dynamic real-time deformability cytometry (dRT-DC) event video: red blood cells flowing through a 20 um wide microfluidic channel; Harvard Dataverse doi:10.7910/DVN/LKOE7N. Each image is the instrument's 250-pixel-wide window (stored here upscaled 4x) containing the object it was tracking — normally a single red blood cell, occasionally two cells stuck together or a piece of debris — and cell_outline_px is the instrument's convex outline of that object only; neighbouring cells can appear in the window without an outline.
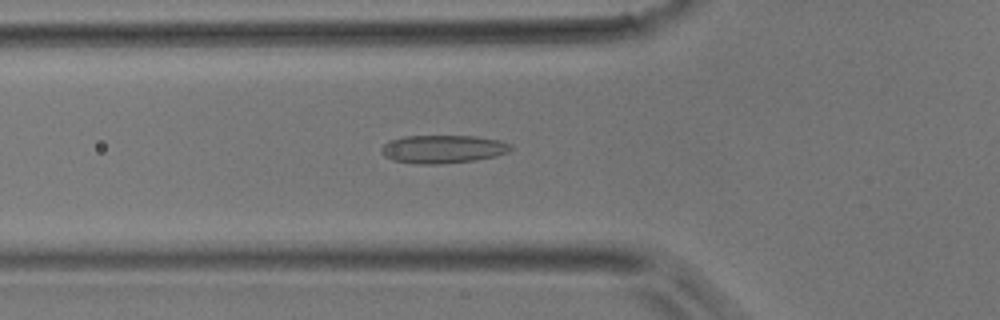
{"species": "common noctule bat (a hibernating species)", "species_latin": "Nyctalus noctula", "temperature_condition": "room temperature", "stored_images_in_passage": 25, "camera_frame_rate_fps": 3000, "um_per_image_px": 0.085, "animal": {"sex": "male", "body_mass_g": 17.9}, "frame": {"image": 1, "passage_image": 15, "time_ms": 4.667, "image_size_px": [1000, 320], "cell_outline_px": [[512, 148], [508, 152], [496, 156], [476, 160], [440, 164], [420, 164], [392, 160], [384, 156], [380, 152], [380, 148], [388, 140], [404, 136], [476, 136], [500, 140], [512, 144]], "centroid_in_image_um": [37.64, 12.67], "position_along_channel_um": 88.2, "area_um2": 21.44}}
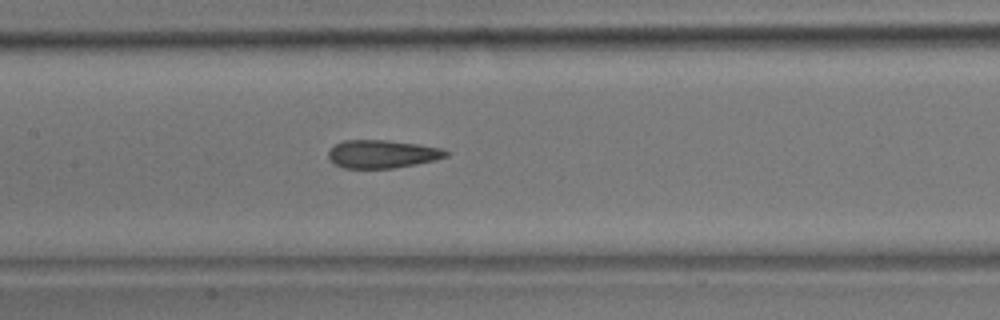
{"frame": {"image": 2, "passage_image": 21, "time_ms": 6.667, "image_size_px": [1000, 320], "cell_outline_px": [[452, 152], [448, 156], [436, 160], [416, 164], [392, 168], [344, 168], [332, 164], [328, 156], [328, 152], [336, 144], [344, 140], [388, 140], [444, 148]], "centroid_in_image_um": [32.53, 13.09], "position_along_channel_um": 174.9, "area_um2": 19.42}}
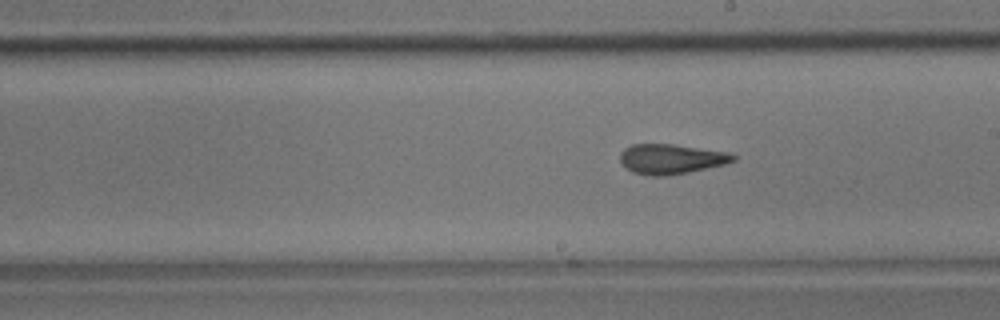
{"frame": {"image": 3, "passage_image": 25, "time_ms": 8.0, "image_size_px": [1000, 320], "cell_outline_px": [[736, 160], [724, 164], [688, 172], [668, 176], [652, 176], [632, 172], [624, 168], [620, 160], [620, 152], [624, 148], [632, 144], [672, 144], [728, 152], [736, 156]], "centroid_in_image_um": [57.0, 13.52], "position_along_channel_um": 232.0, "area_um2": 19.77}}